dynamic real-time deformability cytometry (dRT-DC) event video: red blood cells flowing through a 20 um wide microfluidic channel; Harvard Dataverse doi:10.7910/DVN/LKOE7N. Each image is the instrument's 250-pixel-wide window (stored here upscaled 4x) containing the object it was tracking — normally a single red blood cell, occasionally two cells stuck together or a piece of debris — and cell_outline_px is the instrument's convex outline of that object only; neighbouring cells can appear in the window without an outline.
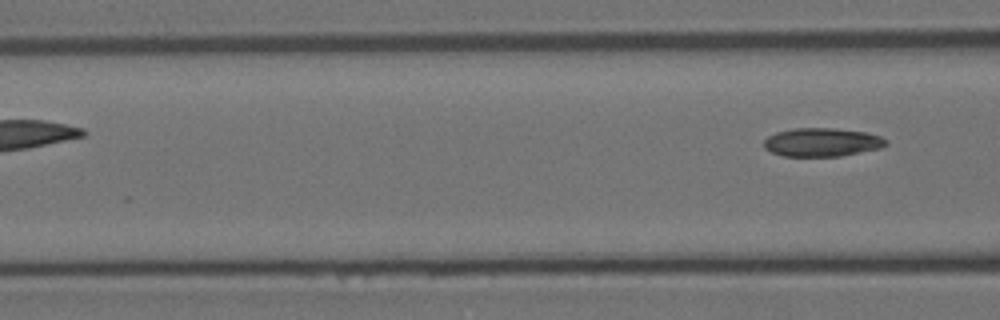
{"species": "Egyptian fruit bat (a non-hibernating species)", "species_latin": "Rousettus aegyptiacus", "temperature_condition": "room temperature", "stored_images_in_passage": 9, "segment_of_instrument_passage": [2, 2], "camera_frame_rate_fps": 3000, "um_per_image_px": 0.085, "animal": {"sex": "female"}, "frame": {"image": 1, "passage_image": 9, "time_ms": 9.333, "image_size_px": [1000, 320], "cell_outline_px": [[888, 144], [880, 148], [840, 156], [784, 156], [772, 152], [764, 148], [764, 140], [768, 136], [776, 132], [796, 128], [832, 128], [864, 132], [880, 136], [888, 140]], "centroid_in_image_um": [69.87, 12.09], "position_along_channel_um": 96.7, "area_um2": 20.17}}